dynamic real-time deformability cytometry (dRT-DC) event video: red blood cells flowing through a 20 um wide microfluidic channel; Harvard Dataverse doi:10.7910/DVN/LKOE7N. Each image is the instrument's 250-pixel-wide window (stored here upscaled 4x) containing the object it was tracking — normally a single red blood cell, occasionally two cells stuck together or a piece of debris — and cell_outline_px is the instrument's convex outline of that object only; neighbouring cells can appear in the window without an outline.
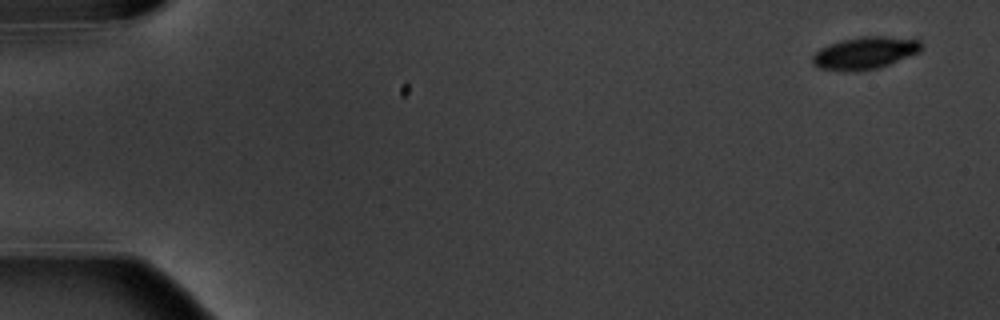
{"species": "common noctule bat (a hibernating species)", "species_latin": "Nyctalus noctula", "temperature_condition": "warm", "stored_images_in_passage": 15, "camera_frame_rate_fps": 3000, "um_per_image_px": 0.085, "animal": {"sex": "male", "body_mass_g": 20.1, "forearm_length_mm": 53.5}, "frame": {"image": 1, "passage_image": 1, "time_ms": 0.0, "image_size_px": [1000, 320], "cell_outline_px": [[924, 48], [920, 52], [880, 68], [860, 72], [844, 72], [820, 68], [812, 64], [812, 56], [820, 48], [828, 44], [840, 40], [860, 36], [884, 36], [920, 40], [924, 44]], "centroid_in_image_um": [73.53, 4.52], "position_along_channel_um": 11.5, "area_um2": 21.04}}
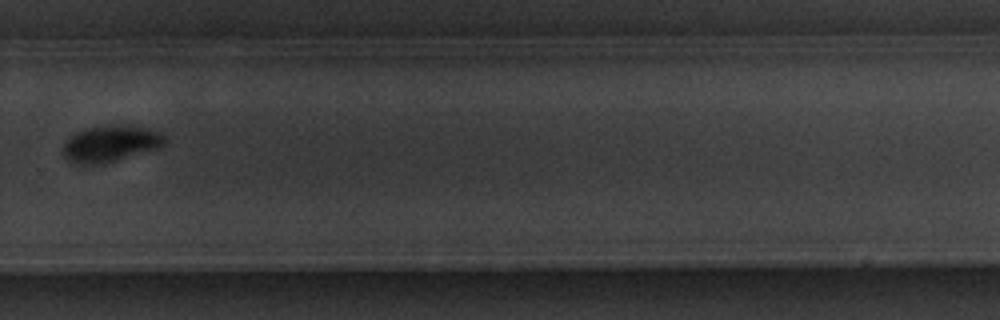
{"frame": {"image": 2, "passage_image": 11, "time_ms": 12.667, "image_size_px": [1000, 320], "cell_outline_px": [[168, 140], [164, 144], [156, 148], [104, 164], [76, 164], [68, 160], [64, 156], [64, 144], [76, 132], [88, 128], [112, 124], [132, 124], [148, 128], [160, 132]], "centroid_in_image_um": [9.43, 12.19], "position_along_channel_um": 320.4, "area_um2": 21.56}}
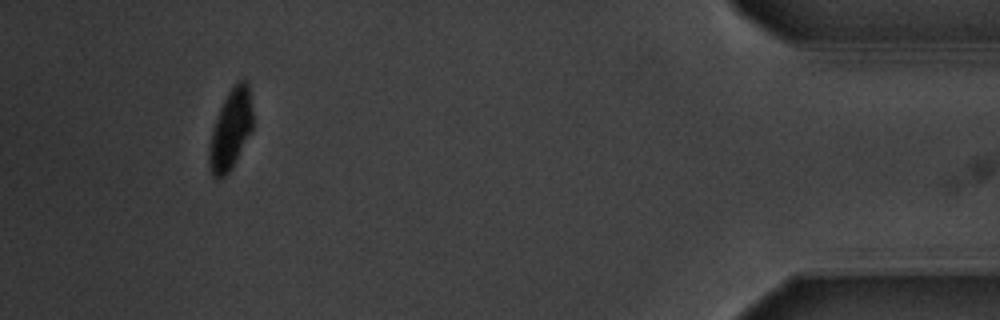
{"frame": {"image": 3, "passage_image": 14, "time_ms": 17.0, "image_size_px": [1000, 320], "cell_outline_px": [[252, 128], [232, 168], [220, 180], [216, 180], [212, 176], [208, 164], [208, 148], [212, 132], [220, 108], [228, 92], [236, 80], [244, 76], [248, 80], [252, 108]], "centroid_in_image_um": [19.6, 10.99], "position_along_channel_um": 415.6, "area_um2": 20.52}, "authors_computed_cell_mechanics": {"area_um2": 22.0218, "velocity_mm_per_s": 3.5689, "shape_relaxation_time_tau1_ms": 1.646, "shape_relaxation_time_tau2_ms": null, "deformation_change_tau1": 0.1002, "deformation_change_tau2": null}}